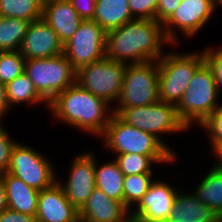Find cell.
<instances>
[{"mask_svg": "<svg viewBox=\"0 0 222 222\" xmlns=\"http://www.w3.org/2000/svg\"><path fill=\"white\" fill-rule=\"evenodd\" d=\"M134 19L156 20L158 0H128Z\"/></svg>", "mask_w": 222, "mask_h": 222, "instance_id": "obj_33", "label": "cell"}, {"mask_svg": "<svg viewBox=\"0 0 222 222\" xmlns=\"http://www.w3.org/2000/svg\"><path fill=\"white\" fill-rule=\"evenodd\" d=\"M106 32L93 20H83L78 30L63 45V54L77 71L105 57Z\"/></svg>", "mask_w": 222, "mask_h": 222, "instance_id": "obj_12", "label": "cell"}, {"mask_svg": "<svg viewBox=\"0 0 222 222\" xmlns=\"http://www.w3.org/2000/svg\"><path fill=\"white\" fill-rule=\"evenodd\" d=\"M154 174H135L124 176L123 204L131 211L148 191L155 180Z\"/></svg>", "mask_w": 222, "mask_h": 222, "instance_id": "obj_28", "label": "cell"}, {"mask_svg": "<svg viewBox=\"0 0 222 222\" xmlns=\"http://www.w3.org/2000/svg\"><path fill=\"white\" fill-rule=\"evenodd\" d=\"M113 113L128 125L153 134L179 158V154L162 138L164 134L187 133L189 130L179 118L176 105L158 101L146 106L113 109Z\"/></svg>", "mask_w": 222, "mask_h": 222, "instance_id": "obj_5", "label": "cell"}, {"mask_svg": "<svg viewBox=\"0 0 222 222\" xmlns=\"http://www.w3.org/2000/svg\"><path fill=\"white\" fill-rule=\"evenodd\" d=\"M83 20H93L96 0H69Z\"/></svg>", "mask_w": 222, "mask_h": 222, "instance_id": "obj_35", "label": "cell"}, {"mask_svg": "<svg viewBox=\"0 0 222 222\" xmlns=\"http://www.w3.org/2000/svg\"><path fill=\"white\" fill-rule=\"evenodd\" d=\"M102 138V139H101ZM112 154L135 153L146 156H175L153 134L128 125L115 113L112 114L104 134L100 137Z\"/></svg>", "mask_w": 222, "mask_h": 222, "instance_id": "obj_6", "label": "cell"}, {"mask_svg": "<svg viewBox=\"0 0 222 222\" xmlns=\"http://www.w3.org/2000/svg\"><path fill=\"white\" fill-rule=\"evenodd\" d=\"M204 48V61L210 67L215 78V83L219 93L222 92V47L214 48L210 46Z\"/></svg>", "mask_w": 222, "mask_h": 222, "instance_id": "obj_31", "label": "cell"}, {"mask_svg": "<svg viewBox=\"0 0 222 222\" xmlns=\"http://www.w3.org/2000/svg\"><path fill=\"white\" fill-rule=\"evenodd\" d=\"M215 12L210 0H182L176 11L162 24L167 39L178 47L179 33L186 39L199 35Z\"/></svg>", "mask_w": 222, "mask_h": 222, "instance_id": "obj_11", "label": "cell"}, {"mask_svg": "<svg viewBox=\"0 0 222 222\" xmlns=\"http://www.w3.org/2000/svg\"><path fill=\"white\" fill-rule=\"evenodd\" d=\"M5 209H8L7 195L4 185L0 179V212H2Z\"/></svg>", "mask_w": 222, "mask_h": 222, "instance_id": "obj_39", "label": "cell"}, {"mask_svg": "<svg viewBox=\"0 0 222 222\" xmlns=\"http://www.w3.org/2000/svg\"><path fill=\"white\" fill-rule=\"evenodd\" d=\"M120 171L126 175L154 174L153 164H170L177 162L176 156H146L141 154H112Z\"/></svg>", "mask_w": 222, "mask_h": 222, "instance_id": "obj_24", "label": "cell"}, {"mask_svg": "<svg viewBox=\"0 0 222 222\" xmlns=\"http://www.w3.org/2000/svg\"><path fill=\"white\" fill-rule=\"evenodd\" d=\"M6 99L10 109L14 106L44 105L48 108V103L38 94L31 79L25 74L17 76L14 80L5 85Z\"/></svg>", "mask_w": 222, "mask_h": 222, "instance_id": "obj_22", "label": "cell"}, {"mask_svg": "<svg viewBox=\"0 0 222 222\" xmlns=\"http://www.w3.org/2000/svg\"><path fill=\"white\" fill-rule=\"evenodd\" d=\"M44 152L30 145L16 142L11 152L8 173L20 178L29 187L41 191L52 186L56 181L57 171Z\"/></svg>", "mask_w": 222, "mask_h": 222, "instance_id": "obj_9", "label": "cell"}, {"mask_svg": "<svg viewBox=\"0 0 222 222\" xmlns=\"http://www.w3.org/2000/svg\"><path fill=\"white\" fill-rule=\"evenodd\" d=\"M158 101V61L127 64L121 94L113 109L146 106Z\"/></svg>", "mask_w": 222, "mask_h": 222, "instance_id": "obj_8", "label": "cell"}, {"mask_svg": "<svg viewBox=\"0 0 222 222\" xmlns=\"http://www.w3.org/2000/svg\"><path fill=\"white\" fill-rule=\"evenodd\" d=\"M182 188L176 195L166 222H222L221 217L203 204L195 194Z\"/></svg>", "mask_w": 222, "mask_h": 222, "instance_id": "obj_19", "label": "cell"}, {"mask_svg": "<svg viewBox=\"0 0 222 222\" xmlns=\"http://www.w3.org/2000/svg\"><path fill=\"white\" fill-rule=\"evenodd\" d=\"M133 19L128 0H96L93 21L106 33Z\"/></svg>", "mask_w": 222, "mask_h": 222, "instance_id": "obj_21", "label": "cell"}, {"mask_svg": "<svg viewBox=\"0 0 222 222\" xmlns=\"http://www.w3.org/2000/svg\"><path fill=\"white\" fill-rule=\"evenodd\" d=\"M182 0H158L156 21L163 24L179 7Z\"/></svg>", "mask_w": 222, "mask_h": 222, "instance_id": "obj_34", "label": "cell"}, {"mask_svg": "<svg viewBox=\"0 0 222 222\" xmlns=\"http://www.w3.org/2000/svg\"><path fill=\"white\" fill-rule=\"evenodd\" d=\"M79 217L86 222H132L130 210L97 187L79 210Z\"/></svg>", "mask_w": 222, "mask_h": 222, "instance_id": "obj_17", "label": "cell"}, {"mask_svg": "<svg viewBox=\"0 0 222 222\" xmlns=\"http://www.w3.org/2000/svg\"><path fill=\"white\" fill-rule=\"evenodd\" d=\"M214 153L215 162L213 161L212 167L222 171V143L215 144L212 147Z\"/></svg>", "mask_w": 222, "mask_h": 222, "instance_id": "obj_38", "label": "cell"}, {"mask_svg": "<svg viewBox=\"0 0 222 222\" xmlns=\"http://www.w3.org/2000/svg\"><path fill=\"white\" fill-rule=\"evenodd\" d=\"M30 22L0 16V52L19 51Z\"/></svg>", "mask_w": 222, "mask_h": 222, "instance_id": "obj_26", "label": "cell"}, {"mask_svg": "<svg viewBox=\"0 0 222 222\" xmlns=\"http://www.w3.org/2000/svg\"><path fill=\"white\" fill-rule=\"evenodd\" d=\"M42 18L57 33L63 45L73 36L83 22L69 0H57L45 4Z\"/></svg>", "mask_w": 222, "mask_h": 222, "instance_id": "obj_18", "label": "cell"}, {"mask_svg": "<svg viewBox=\"0 0 222 222\" xmlns=\"http://www.w3.org/2000/svg\"><path fill=\"white\" fill-rule=\"evenodd\" d=\"M40 3L44 6L45 4L51 3V2H55L57 0H39Z\"/></svg>", "mask_w": 222, "mask_h": 222, "instance_id": "obj_41", "label": "cell"}, {"mask_svg": "<svg viewBox=\"0 0 222 222\" xmlns=\"http://www.w3.org/2000/svg\"><path fill=\"white\" fill-rule=\"evenodd\" d=\"M24 73L47 103L76 83V70L64 54L52 58L26 59Z\"/></svg>", "mask_w": 222, "mask_h": 222, "instance_id": "obj_7", "label": "cell"}, {"mask_svg": "<svg viewBox=\"0 0 222 222\" xmlns=\"http://www.w3.org/2000/svg\"><path fill=\"white\" fill-rule=\"evenodd\" d=\"M219 97L221 98V94L213 72L204 62L195 71L181 101L176 106L178 116L189 130L195 125L199 127L222 105Z\"/></svg>", "mask_w": 222, "mask_h": 222, "instance_id": "obj_3", "label": "cell"}, {"mask_svg": "<svg viewBox=\"0 0 222 222\" xmlns=\"http://www.w3.org/2000/svg\"><path fill=\"white\" fill-rule=\"evenodd\" d=\"M73 222H86V221H84L81 217H78L75 221H73Z\"/></svg>", "mask_w": 222, "mask_h": 222, "instance_id": "obj_42", "label": "cell"}, {"mask_svg": "<svg viewBox=\"0 0 222 222\" xmlns=\"http://www.w3.org/2000/svg\"><path fill=\"white\" fill-rule=\"evenodd\" d=\"M26 59L19 51L0 52V82L4 85L24 73Z\"/></svg>", "mask_w": 222, "mask_h": 222, "instance_id": "obj_29", "label": "cell"}, {"mask_svg": "<svg viewBox=\"0 0 222 222\" xmlns=\"http://www.w3.org/2000/svg\"><path fill=\"white\" fill-rule=\"evenodd\" d=\"M0 179L6 191L8 208L36 216L39 191L8 172L0 174Z\"/></svg>", "mask_w": 222, "mask_h": 222, "instance_id": "obj_20", "label": "cell"}, {"mask_svg": "<svg viewBox=\"0 0 222 222\" xmlns=\"http://www.w3.org/2000/svg\"><path fill=\"white\" fill-rule=\"evenodd\" d=\"M172 49L158 60L159 100L177 106L195 71L205 61L202 50L181 53Z\"/></svg>", "mask_w": 222, "mask_h": 222, "instance_id": "obj_4", "label": "cell"}, {"mask_svg": "<svg viewBox=\"0 0 222 222\" xmlns=\"http://www.w3.org/2000/svg\"><path fill=\"white\" fill-rule=\"evenodd\" d=\"M95 164L96 187L107 194L108 197L123 203L124 174L112 157L109 162Z\"/></svg>", "mask_w": 222, "mask_h": 222, "instance_id": "obj_25", "label": "cell"}, {"mask_svg": "<svg viewBox=\"0 0 222 222\" xmlns=\"http://www.w3.org/2000/svg\"><path fill=\"white\" fill-rule=\"evenodd\" d=\"M199 182L193 193L222 219V171L211 166Z\"/></svg>", "mask_w": 222, "mask_h": 222, "instance_id": "obj_23", "label": "cell"}, {"mask_svg": "<svg viewBox=\"0 0 222 222\" xmlns=\"http://www.w3.org/2000/svg\"><path fill=\"white\" fill-rule=\"evenodd\" d=\"M209 139V147L222 143V105L213 112L200 126Z\"/></svg>", "mask_w": 222, "mask_h": 222, "instance_id": "obj_30", "label": "cell"}, {"mask_svg": "<svg viewBox=\"0 0 222 222\" xmlns=\"http://www.w3.org/2000/svg\"><path fill=\"white\" fill-rule=\"evenodd\" d=\"M52 119L93 137H101L113 114L104 99L93 95L77 83L57 94L49 103Z\"/></svg>", "mask_w": 222, "mask_h": 222, "instance_id": "obj_2", "label": "cell"}, {"mask_svg": "<svg viewBox=\"0 0 222 222\" xmlns=\"http://www.w3.org/2000/svg\"><path fill=\"white\" fill-rule=\"evenodd\" d=\"M126 66V63L104 57L79 68L76 83L114 107L121 94Z\"/></svg>", "mask_w": 222, "mask_h": 222, "instance_id": "obj_10", "label": "cell"}, {"mask_svg": "<svg viewBox=\"0 0 222 222\" xmlns=\"http://www.w3.org/2000/svg\"><path fill=\"white\" fill-rule=\"evenodd\" d=\"M169 183L164 179L155 178L148 191L134 207L135 209L130 211L132 222H166L172 211L175 197L182 189V185L174 187Z\"/></svg>", "mask_w": 222, "mask_h": 222, "instance_id": "obj_14", "label": "cell"}, {"mask_svg": "<svg viewBox=\"0 0 222 222\" xmlns=\"http://www.w3.org/2000/svg\"><path fill=\"white\" fill-rule=\"evenodd\" d=\"M0 222H37L36 216H30L11 209L0 212Z\"/></svg>", "mask_w": 222, "mask_h": 222, "instance_id": "obj_36", "label": "cell"}, {"mask_svg": "<svg viewBox=\"0 0 222 222\" xmlns=\"http://www.w3.org/2000/svg\"><path fill=\"white\" fill-rule=\"evenodd\" d=\"M43 5L39 0H0V16L15 17L29 22L42 18Z\"/></svg>", "mask_w": 222, "mask_h": 222, "instance_id": "obj_27", "label": "cell"}, {"mask_svg": "<svg viewBox=\"0 0 222 222\" xmlns=\"http://www.w3.org/2000/svg\"><path fill=\"white\" fill-rule=\"evenodd\" d=\"M2 124H5V122L0 121V174L8 171L11 152L17 142Z\"/></svg>", "mask_w": 222, "mask_h": 222, "instance_id": "obj_32", "label": "cell"}, {"mask_svg": "<svg viewBox=\"0 0 222 222\" xmlns=\"http://www.w3.org/2000/svg\"><path fill=\"white\" fill-rule=\"evenodd\" d=\"M212 3V6L215 8L217 11V7H222V0H210Z\"/></svg>", "mask_w": 222, "mask_h": 222, "instance_id": "obj_40", "label": "cell"}, {"mask_svg": "<svg viewBox=\"0 0 222 222\" xmlns=\"http://www.w3.org/2000/svg\"><path fill=\"white\" fill-rule=\"evenodd\" d=\"M10 111L6 99L5 85L0 82V121H3V118H6Z\"/></svg>", "mask_w": 222, "mask_h": 222, "instance_id": "obj_37", "label": "cell"}, {"mask_svg": "<svg viewBox=\"0 0 222 222\" xmlns=\"http://www.w3.org/2000/svg\"><path fill=\"white\" fill-rule=\"evenodd\" d=\"M164 27L156 20L133 19L108 31L105 36V57L126 64L158 61L167 51Z\"/></svg>", "mask_w": 222, "mask_h": 222, "instance_id": "obj_1", "label": "cell"}, {"mask_svg": "<svg viewBox=\"0 0 222 222\" xmlns=\"http://www.w3.org/2000/svg\"><path fill=\"white\" fill-rule=\"evenodd\" d=\"M19 52L25 59L52 58L63 54L57 33L43 19L30 22Z\"/></svg>", "mask_w": 222, "mask_h": 222, "instance_id": "obj_15", "label": "cell"}, {"mask_svg": "<svg viewBox=\"0 0 222 222\" xmlns=\"http://www.w3.org/2000/svg\"><path fill=\"white\" fill-rule=\"evenodd\" d=\"M78 217L79 210L66 198L58 181L39 191L37 222H73Z\"/></svg>", "mask_w": 222, "mask_h": 222, "instance_id": "obj_16", "label": "cell"}, {"mask_svg": "<svg viewBox=\"0 0 222 222\" xmlns=\"http://www.w3.org/2000/svg\"><path fill=\"white\" fill-rule=\"evenodd\" d=\"M94 152H83L74 155L67 179L57 177L58 183L64 190L66 198L70 203L80 210L87 202L88 197L96 187ZM65 181V182H64Z\"/></svg>", "mask_w": 222, "mask_h": 222, "instance_id": "obj_13", "label": "cell"}]
</instances>
